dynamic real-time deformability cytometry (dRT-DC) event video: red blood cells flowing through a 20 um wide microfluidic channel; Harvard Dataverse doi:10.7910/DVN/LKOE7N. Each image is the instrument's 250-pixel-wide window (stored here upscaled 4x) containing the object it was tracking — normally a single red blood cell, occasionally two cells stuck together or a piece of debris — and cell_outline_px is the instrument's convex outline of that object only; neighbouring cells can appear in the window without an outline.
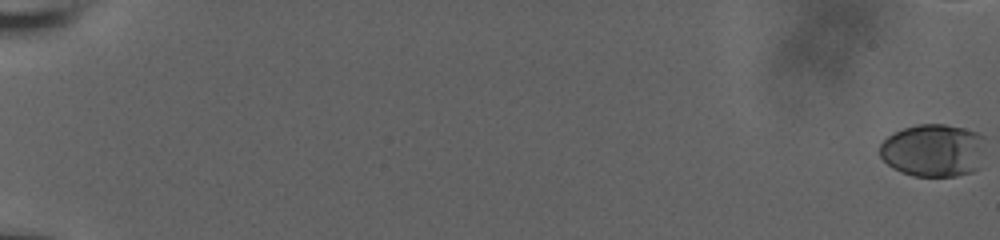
{"species": "human", "species_latin": "Homo sapiens", "temperature_condition": "room temperature", "stored_images_in_passage": 50, "camera_frame_rate_fps": 3000, "um_per_image_px": 0.085, "donor": {"sex": "male"}, "frame": {"image": 1, "passage_image": 1, "time_ms": 0.0, "image_size_px": [1000, 240], "cell_outline_px": [[984, 136], [976, 168], [972, 172], [956, 176], [912, 176], [900, 172], [892, 168], [880, 156], [880, 144], [888, 136], [904, 128], [916, 124], [944, 124], [964, 128], [976, 132]], "centroid_in_image_um": [79.27, 12.78], "position_along_channel_um": 5.7, "area_um2": 32.14}}
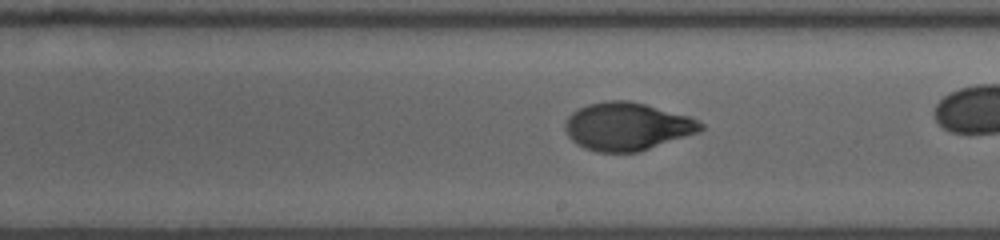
{"frame": {"image": 2, "passage_image": 38, "time_ms": 12.333, "image_size_px": [1000, 240], "cell_outline_px": [[704, 128], [700, 132], [640, 152], [596, 152], [584, 148], [576, 144], [568, 136], [564, 128], [564, 124], [568, 116], [572, 112], [588, 104], [608, 100], [628, 100], [644, 104], [688, 116], [704, 124]], "centroid_in_image_um": [53.29, 10.76], "position_along_channel_um": 235.7, "area_um2": 37.92}}
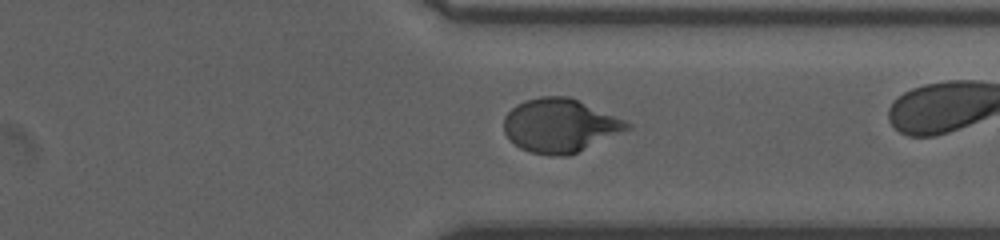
{"frame": {"image": 3, "passage_image": 48, "time_ms": 15.667, "image_size_px": [1000, 240], "cell_outline_px": [[632, 128], [568, 156], [552, 156], [532, 152], [520, 148], [504, 132], [504, 116], [516, 104], [524, 100], [540, 96], [568, 96], [624, 120], [632, 124]], "centroid_in_image_um": [47.58, 10.67], "position_along_channel_um": 363.8, "area_um2": 38.21}}